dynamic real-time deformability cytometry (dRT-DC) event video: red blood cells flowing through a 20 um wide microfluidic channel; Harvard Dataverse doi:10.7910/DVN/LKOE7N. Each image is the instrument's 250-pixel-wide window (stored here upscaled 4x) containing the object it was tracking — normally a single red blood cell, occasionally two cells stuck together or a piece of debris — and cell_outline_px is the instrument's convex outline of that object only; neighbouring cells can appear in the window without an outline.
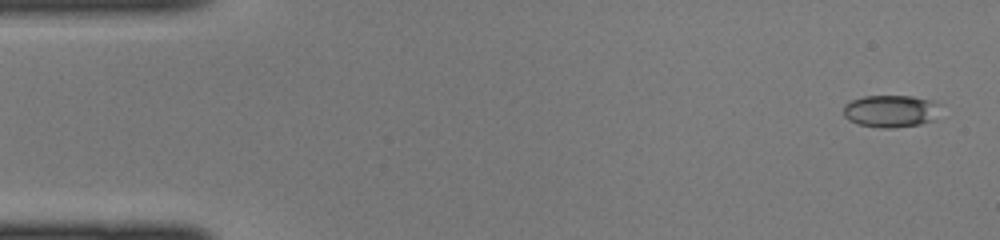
{"species": "common noctule bat (a hibernating species)", "species_latin": "Nyctalus noctula", "temperature_condition": "cold", "stored_images_in_passage": 44, "camera_frame_rate_fps": 3000, "um_per_image_px": 0.085, "animal": {"sex": "female", "body_mass_g": 22.0, "forearm_length_mm": 56.7}, "frame": {"image": 1, "passage_image": 2, "time_ms": 0.333, "image_size_px": [1000, 240], "cell_outline_px": [[940, 104], [932, 120], [920, 124], [892, 128], [880, 128], [860, 124], [848, 120], [844, 116], [844, 104], [852, 100], [864, 96], [912, 96], [936, 100]], "centroid_in_image_um": [75.7, 9.43], "position_along_channel_um": 9.3, "area_um2": 18.21}}
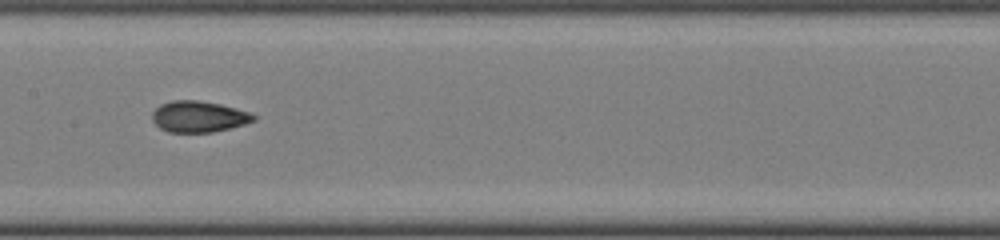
{"frame": {"image": 2, "passage_image": 22, "time_ms": 7.0, "image_size_px": [1000, 240], "cell_outline_px": [[256, 120], [244, 124], [212, 132], [168, 132], [160, 128], [152, 120], [152, 112], [160, 104], [172, 100], [196, 100], [220, 104], [236, 108], [248, 112], [256, 116]], "centroid_in_image_um": [16.86, 9.91], "position_along_channel_um": 190.5, "area_um2": 18.32}}
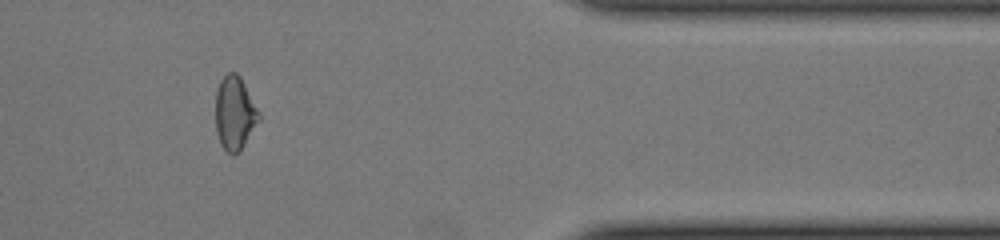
{"frame": {"image": 3, "passage_image": 37, "time_ms": 12.0, "image_size_px": [1000, 240], "cell_outline_px": [[260, 120], [244, 144], [232, 156], [220, 144], [216, 132], [216, 88], [220, 80], [228, 72], [236, 72], [240, 76], [260, 116]], "centroid_in_image_um": [19.92, 9.6], "position_along_channel_um": 391.5, "area_um2": 18.26}}